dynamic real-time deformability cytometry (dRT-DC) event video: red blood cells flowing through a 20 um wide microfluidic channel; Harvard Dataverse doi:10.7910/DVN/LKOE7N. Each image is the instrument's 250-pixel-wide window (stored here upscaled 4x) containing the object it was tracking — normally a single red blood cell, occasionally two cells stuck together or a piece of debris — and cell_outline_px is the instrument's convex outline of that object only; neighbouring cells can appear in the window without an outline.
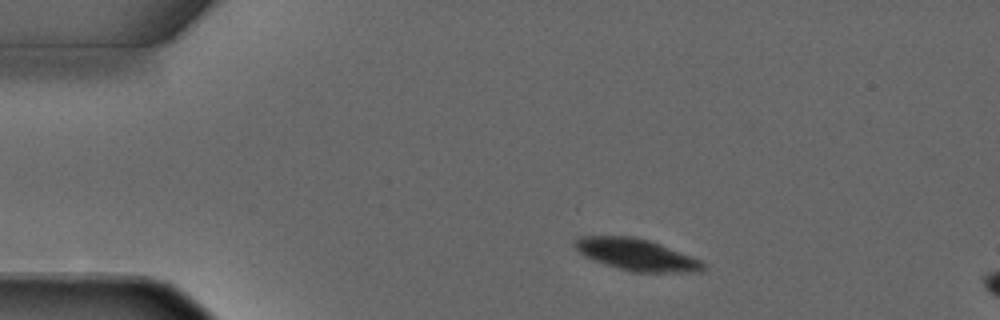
{"species": "common noctule bat (a hibernating species)", "species_latin": "Nyctalus noctula", "temperature_condition": "warm", "stored_images_in_passage": 3, "camera_frame_rate_fps": 3000, "um_per_image_px": 0.085, "animal": {"sex": "male", "forearm_length_mm": 52.5}, "frame": {"image": 1, "passage_image": 1, "time_ms": 0.0, "image_size_px": [1000, 320], "cell_outline_px": [[704, 272], [632, 272], [604, 264], [592, 260], [584, 256], [572, 244], [580, 236], [632, 236], [648, 240], [660, 244], [692, 256], [700, 260], [704, 264]], "centroid_in_image_um": [54.1, 21.65], "position_along_channel_um": 30.9, "area_um2": 23.7}}